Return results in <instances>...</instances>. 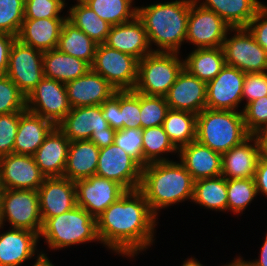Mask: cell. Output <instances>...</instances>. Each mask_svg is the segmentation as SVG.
<instances>
[{
  "label": "cell",
  "instance_id": "obj_1",
  "mask_svg": "<svg viewBox=\"0 0 267 266\" xmlns=\"http://www.w3.org/2000/svg\"><path fill=\"white\" fill-rule=\"evenodd\" d=\"M156 215L139 190L127 191L96 218L101 243L133 257L153 242Z\"/></svg>",
  "mask_w": 267,
  "mask_h": 266
},
{
  "label": "cell",
  "instance_id": "obj_2",
  "mask_svg": "<svg viewBox=\"0 0 267 266\" xmlns=\"http://www.w3.org/2000/svg\"><path fill=\"white\" fill-rule=\"evenodd\" d=\"M194 180L184 165L173 161L147 164L142 168L139 191L151 211L157 215L161 208L193 199Z\"/></svg>",
  "mask_w": 267,
  "mask_h": 266
},
{
  "label": "cell",
  "instance_id": "obj_3",
  "mask_svg": "<svg viewBox=\"0 0 267 266\" xmlns=\"http://www.w3.org/2000/svg\"><path fill=\"white\" fill-rule=\"evenodd\" d=\"M191 0L151 4L137 7V17L143 22L153 52L179 53L186 40Z\"/></svg>",
  "mask_w": 267,
  "mask_h": 266
},
{
  "label": "cell",
  "instance_id": "obj_4",
  "mask_svg": "<svg viewBox=\"0 0 267 266\" xmlns=\"http://www.w3.org/2000/svg\"><path fill=\"white\" fill-rule=\"evenodd\" d=\"M250 135L242 111L205 108L197 115L196 141L221 155Z\"/></svg>",
  "mask_w": 267,
  "mask_h": 266
},
{
  "label": "cell",
  "instance_id": "obj_5",
  "mask_svg": "<svg viewBox=\"0 0 267 266\" xmlns=\"http://www.w3.org/2000/svg\"><path fill=\"white\" fill-rule=\"evenodd\" d=\"M46 239L51 249H61L83 242L100 241L97 234L96 218L82 207L58 216L47 218L39 237Z\"/></svg>",
  "mask_w": 267,
  "mask_h": 266
},
{
  "label": "cell",
  "instance_id": "obj_6",
  "mask_svg": "<svg viewBox=\"0 0 267 266\" xmlns=\"http://www.w3.org/2000/svg\"><path fill=\"white\" fill-rule=\"evenodd\" d=\"M178 53L152 52L138 62L134 90L144 95L165 97L184 68Z\"/></svg>",
  "mask_w": 267,
  "mask_h": 266
},
{
  "label": "cell",
  "instance_id": "obj_7",
  "mask_svg": "<svg viewBox=\"0 0 267 266\" xmlns=\"http://www.w3.org/2000/svg\"><path fill=\"white\" fill-rule=\"evenodd\" d=\"M138 62L130 54L98 44L91 69L116 90H134L138 79Z\"/></svg>",
  "mask_w": 267,
  "mask_h": 266
},
{
  "label": "cell",
  "instance_id": "obj_8",
  "mask_svg": "<svg viewBox=\"0 0 267 266\" xmlns=\"http://www.w3.org/2000/svg\"><path fill=\"white\" fill-rule=\"evenodd\" d=\"M8 220L12 228L26 229L37 233L42 229V217L37 190L6 189L0 228Z\"/></svg>",
  "mask_w": 267,
  "mask_h": 266
},
{
  "label": "cell",
  "instance_id": "obj_9",
  "mask_svg": "<svg viewBox=\"0 0 267 266\" xmlns=\"http://www.w3.org/2000/svg\"><path fill=\"white\" fill-rule=\"evenodd\" d=\"M234 37L223 42L226 65L236 67L244 73L267 71V52L256 42L247 27L231 28Z\"/></svg>",
  "mask_w": 267,
  "mask_h": 266
},
{
  "label": "cell",
  "instance_id": "obj_10",
  "mask_svg": "<svg viewBox=\"0 0 267 266\" xmlns=\"http://www.w3.org/2000/svg\"><path fill=\"white\" fill-rule=\"evenodd\" d=\"M6 75L27 97L44 78L43 52L15 39L10 49Z\"/></svg>",
  "mask_w": 267,
  "mask_h": 266
},
{
  "label": "cell",
  "instance_id": "obj_11",
  "mask_svg": "<svg viewBox=\"0 0 267 266\" xmlns=\"http://www.w3.org/2000/svg\"><path fill=\"white\" fill-rule=\"evenodd\" d=\"M26 110L57 126L71 110L65 84L44 77L26 97Z\"/></svg>",
  "mask_w": 267,
  "mask_h": 266
},
{
  "label": "cell",
  "instance_id": "obj_12",
  "mask_svg": "<svg viewBox=\"0 0 267 266\" xmlns=\"http://www.w3.org/2000/svg\"><path fill=\"white\" fill-rule=\"evenodd\" d=\"M199 0H191L186 41L199 48H219L223 46L231 27L214 11L199 5Z\"/></svg>",
  "mask_w": 267,
  "mask_h": 266
},
{
  "label": "cell",
  "instance_id": "obj_13",
  "mask_svg": "<svg viewBox=\"0 0 267 266\" xmlns=\"http://www.w3.org/2000/svg\"><path fill=\"white\" fill-rule=\"evenodd\" d=\"M96 176L118 182L127 191L138 190L142 167L115 143L99 150Z\"/></svg>",
  "mask_w": 267,
  "mask_h": 266
},
{
  "label": "cell",
  "instance_id": "obj_14",
  "mask_svg": "<svg viewBox=\"0 0 267 266\" xmlns=\"http://www.w3.org/2000/svg\"><path fill=\"white\" fill-rule=\"evenodd\" d=\"M75 187L77 206L85 209L94 218H98L127 192L118 182L96 175L75 181Z\"/></svg>",
  "mask_w": 267,
  "mask_h": 266
},
{
  "label": "cell",
  "instance_id": "obj_15",
  "mask_svg": "<svg viewBox=\"0 0 267 266\" xmlns=\"http://www.w3.org/2000/svg\"><path fill=\"white\" fill-rule=\"evenodd\" d=\"M245 73L225 65L217 76L207 83L206 108L235 111L242 101Z\"/></svg>",
  "mask_w": 267,
  "mask_h": 266
},
{
  "label": "cell",
  "instance_id": "obj_16",
  "mask_svg": "<svg viewBox=\"0 0 267 266\" xmlns=\"http://www.w3.org/2000/svg\"><path fill=\"white\" fill-rule=\"evenodd\" d=\"M45 178L33 156L12 153L0 157V182L5 189L38 190Z\"/></svg>",
  "mask_w": 267,
  "mask_h": 266
},
{
  "label": "cell",
  "instance_id": "obj_17",
  "mask_svg": "<svg viewBox=\"0 0 267 266\" xmlns=\"http://www.w3.org/2000/svg\"><path fill=\"white\" fill-rule=\"evenodd\" d=\"M37 191L42 222L77 206L75 182L67 178H45Z\"/></svg>",
  "mask_w": 267,
  "mask_h": 266
},
{
  "label": "cell",
  "instance_id": "obj_18",
  "mask_svg": "<svg viewBox=\"0 0 267 266\" xmlns=\"http://www.w3.org/2000/svg\"><path fill=\"white\" fill-rule=\"evenodd\" d=\"M207 83L182 69L165 96L169 109L198 115L206 108Z\"/></svg>",
  "mask_w": 267,
  "mask_h": 266
},
{
  "label": "cell",
  "instance_id": "obj_19",
  "mask_svg": "<svg viewBox=\"0 0 267 266\" xmlns=\"http://www.w3.org/2000/svg\"><path fill=\"white\" fill-rule=\"evenodd\" d=\"M254 142V145L248 142ZM262 142L259 135H250L242 143L222 154L221 175L226 179L254 178Z\"/></svg>",
  "mask_w": 267,
  "mask_h": 266
},
{
  "label": "cell",
  "instance_id": "obj_20",
  "mask_svg": "<svg viewBox=\"0 0 267 266\" xmlns=\"http://www.w3.org/2000/svg\"><path fill=\"white\" fill-rule=\"evenodd\" d=\"M65 87L71 108L101 105L116 91L104 77L92 69L66 83Z\"/></svg>",
  "mask_w": 267,
  "mask_h": 266
},
{
  "label": "cell",
  "instance_id": "obj_21",
  "mask_svg": "<svg viewBox=\"0 0 267 266\" xmlns=\"http://www.w3.org/2000/svg\"><path fill=\"white\" fill-rule=\"evenodd\" d=\"M70 142L89 140L92 133L106 132L108 122L102 117L101 105L74 107L57 125Z\"/></svg>",
  "mask_w": 267,
  "mask_h": 266
},
{
  "label": "cell",
  "instance_id": "obj_22",
  "mask_svg": "<svg viewBox=\"0 0 267 266\" xmlns=\"http://www.w3.org/2000/svg\"><path fill=\"white\" fill-rule=\"evenodd\" d=\"M104 44L138 60L153 52L149 49L144 24L137 16L129 22L111 26Z\"/></svg>",
  "mask_w": 267,
  "mask_h": 266
},
{
  "label": "cell",
  "instance_id": "obj_23",
  "mask_svg": "<svg viewBox=\"0 0 267 266\" xmlns=\"http://www.w3.org/2000/svg\"><path fill=\"white\" fill-rule=\"evenodd\" d=\"M70 141L55 126L34 153L35 163L46 178L63 177Z\"/></svg>",
  "mask_w": 267,
  "mask_h": 266
},
{
  "label": "cell",
  "instance_id": "obj_24",
  "mask_svg": "<svg viewBox=\"0 0 267 266\" xmlns=\"http://www.w3.org/2000/svg\"><path fill=\"white\" fill-rule=\"evenodd\" d=\"M66 19H24L16 39L41 52L56 49Z\"/></svg>",
  "mask_w": 267,
  "mask_h": 266
},
{
  "label": "cell",
  "instance_id": "obj_25",
  "mask_svg": "<svg viewBox=\"0 0 267 266\" xmlns=\"http://www.w3.org/2000/svg\"><path fill=\"white\" fill-rule=\"evenodd\" d=\"M178 154L181 157L180 162L194 181L221 176L222 155L209 147L193 141L181 147Z\"/></svg>",
  "mask_w": 267,
  "mask_h": 266
},
{
  "label": "cell",
  "instance_id": "obj_26",
  "mask_svg": "<svg viewBox=\"0 0 267 266\" xmlns=\"http://www.w3.org/2000/svg\"><path fill=\"white\" fill-rule=\"evenodd\" d=\"M39 238L33 231L17 228L0 234V266H19L33 257Z\"/></svg>",
  "mask_w": 267,
  "mask_h": 266
},
{
  "label": "cell",
  "instance_id": "obj_27",
  "mask_svg": "<svg viewBox=\"0 0 267 266\" xmlns=\"http://www.w3.org/2000/svg\"><path fill=\"white\" fill-rule=\"evenodd\" d=\"M54 127L51 121L26 110L19 118L13 153L33 156Z\"/></svg>",
  "mask_w": 267,
  "mask_h": 266
},
{
  "label": "cell",
  "instance_id": "obj_28",
  "mask_svg": "<svg viewBox=\"0 0 267 266\" xmlns=\"http://www.w3.org/2000/svg\"><path fill=\"white\" fill-rule=\"evenodd\" d=\"M99 150L90 140L70 142L63 177L75 182L94 176L98 166Z\"/></svg>",
  "mask_w": 267,
  "mask_h": 266
},
{
  "label": "cell",
  "instance_id": "obj_29",
  "mask_svg": "<svg viewBox=\"0 0 267 266\" xmlns=\"http://www.w3.org/2000/svg\"><path fill=\"white\" fill-rule=\"evenodd\" d=\"M90 69L89 63L60 52L57 48L43 52V71L46 78L66 84L86 74Z\"/></svg>",
  "mask_w": 267,
  "mask_h": 266
},
{
  "label": "cell",
  "instance_id": "obj_30",
  "mask_svg": "<svg viewBox=\"0 0 267 266\" xmlns=\"http://www.w3.org/2000/svg\"><path fill=\"white\" fill-rule=\"evenodd\" d=\"M201 6L214 11L231 28L247 27L263 6L258 0H205Z\"/></svg>",
  "mask_w": 267,
  "mask_h": 266
},
{
  "label": "cell",
  "instance_id": "obj_31",
  "mask_svg": "<svg viewBox=\"0 0 267 266\" xmlns=\"http://www.w3.org/2000/svg\"><path fill=\"white\" fill-rule=\"evenodd\" d=\"M183 62L184 69L205 83L214 79L226 65L222 47L195 49Z\"/></svg>",
  "mask_w": 267,
  "mask_h": 266
},
{
  "label": "cell",
  "instance_id": "obj_32",
  "mask_svg": "<svg viewBox=\"0 0 267 266\" xmlns=\"http://www.w3.org/2000/svg\"><path fill=\"white\" fill-rule=\"evenodd\" d=\"M97 45L85 32L75 27L67 19L63 23L57 45L60 52L77 57L92 65Z\"/></svg>",
  "mask_w": 267,
  "mask_h": 266
},
{
  "label": "cell",
  "instance_id": "obj_33",
  "mask_svg": "<svg viewBox=\"0 0 267 266\" xmlns=\"http://www.w3.org/2000/svg\"><path fill=\"white\" fill-rule=\"evenodd\" d=\"M162 127L179 150L190 142L196 141L197 115L188 111L169 109Z\"/></svg>",
  "mask_w": 267,
  "mask_h": 266
},
{
  "label": "cell",
  "instance_id": "obj_34",
  "mask_svg": "<svg viewBox=\"0 0 267 266\" xmlns=\"http://www.w3.org/2000/svg\"><path fill=\"white\" fill-rule=\"evenodd\" d=\"M77 2L78 4L70 8L67 20L85 32L95 43L104 44L112 25L102 20L82 0Z\"/></svg>",
  "mask_w": 267,
  "mask_h": 266
},
{
  "label": "cell",
  "instance_id": "obj_35",
  "mask_svg": "<svg viewBox=\"0 0 267 266\" xmlns=\"http://www.w3.org/2000/svg\"><path fill=\"white\" fill-rule=\"evenodd\" d=\"M192 201L208 209L228 210L227 179L221 175L194 181Z\"/></svg>",
  "mask_w": 267,
  "mask_h": 266
},
{
  "label": "cell",
  "instance_id": "obj_36",
  "mask_svg": "<svg viewBox=\"0 0 267 266\" xmlns=\"http://www.w3.org/2000/svg\"><path fill=\"white\" fill-rule=\"evenodd\" d=\"M102 20L110 25L129 22L137 16V7L132 9L133 0H82ZM131 8V9H130Z\"/></svg>",
  "mask_w": 267,
  "mask_h": 266
},
{
  "label": "cell",
  "instance_id": "obj_37",
  "mask_svg": "<svg viewBox=\"0 0 267 266\" xmlns=\"http://www.w3.org/2000/svg\"><path fill=\"white\" fill-rule=\"evenodd\" d=\"M144 167L149 163L170 161L160 155L162 153L178 152L164 131L162 125L143 129Z\"/></svg>",
  "mask_w": 267,
  "mask_h": 266
},
{
  "label": "cell",
  "instance_id": "obj_38",
  "mask_svg": "<svg viewBox=\"0 0 267 266\" xmlns=\"http://www.w3.org/2000/svg\"><path fill=\"white\" fill-rule=\"evenodd\" d=\"M228 210L242 212L258 195L254 178L227 179Z\"/></svg>",
  "mask_w": 267,
  "mask_h": 266
},
{
  "label": "cell",
  "instance_id": "obj_39",
  "mask_svg": "<svg viewBox=\"0 0 267 266\" xmlns=\"http://www.w3.org/2000/svg\"><path fill=\"white\" fill-rule=\"evenodd\" d=\"M169 106L163 96H149L140 93L141 129L161 126Z\"/></svg>",
  "mask_w": 267,
  "mask_h": 266
},
{
  "label": "cell",
  "instance_id": "obj_40",
  "mask_svg": "<svg viewBox=\"0 0 267 266\" xmlns=\"http://www.w3.org/2000/svg\"><path fill=\"white\" fill-rule=\"evenodd\" d=\"M140 120V93L119 90V130L141 128Z\"/></svg>",
  "mask_w": 267,
  "mask_h": 266
},
{
  "label": "cell",
  "instance_id": "obj_41",
  "mask_svg": "<svg viewBox=\"0 0 267 266\" xmlns=\"http://www.w3.org/2000/svg\"><path fill=\"white\" fill-rule=\"evenodd\" d=\"M24 11L25 0H0V32L17 37Z\"/></svg>",
  "mask_w": 267,
  "mask_h": 266
},
{
  "label": "cell",
  "instance_id": "obj_42",
  "mask_svg": "<svg viewBox=\"0 0 267 266\" xmlns=\"http://www.w3.org/2000/svg\"><path fill=\"white\" fill-rule=\"evenodd\" d=\"M26 96L6 75H0V114L25 112Z\"/></svg>",
  "mask_w": 267,
  "mask_h": 266
},
{
  "label": "cell",
  "instance_id": "obj_43",
  "mask_svg": "<svg viewBox=\"0 0 267 266\" xmlns=\"http://www.w3.org/2000/svg\"><path fill=\"white\" fill-rule=\"evenodd\" d=\"M143 129L128 128L116 130L114 143L129 154L142 168H144Z\"/></svg>",
  "mask_w": 267,
  "mask_h": 266
},
{
  "label": "cell",
  "instance_id": "obj_44",
  "mask_svg": "<svg viewBox=\"0 0 267 266\" xmlns=\"http://www.w3.org/2000/svg\"><path fill=\"white\" fill-rule=\"evenodd\" d=\"M247 131L260 135L267 130V96L254 100L242 110Z\"/></svg>",
  "mask_w": 267,
  "mask_h": 266
},
{
  "label": "cell",
  "instance_id": "obj_45",
  "mask_svg": "<svg viewBox=\"0 0 267 266\" xmlns=\"http://www.w3.org/2000/svg\"><path fill=\"white\" fill-rule=\"evenodd\" d=\"M23 113L0 114V157L13 153L19 118Z\"/></svg>",
  "mask_w": 267,
  "mask_h": 266
},
{
  "label": "cell",
  "instance_id": "obj_46",
  "mask_svg": "<svg viewBox=\"0 0 267 266\" xmlns=\"http://www.w3.org/2000/svg\"><path fill=\"white\" fill-rule=\"evenodd\" d=\"M65 4L61 0H26L24 19L67 18L59 15Z\"/></svg>",
  "mask_w": 267,
  "mask_h": 266
},
{
  "label": "cell",
  "instance_id": "obj_47",
  "mask_svg": "<svg viewBox=\"0 0 267 266\" xmlns=\"http://www.w3.org/2000/svg\"><path fill=\"white\" fill-rule=\"evenodd\" d=\"M267 96V72L245 73L242 100L247 104Z\"/></svg>",
  "mask_w": 267,
  "mask_h": 266
},
{
  "label": "cell",
  "instance_id": "obj_48",
  "mask_svg": "<svg viewBox=\"0 0 267 266\" xmlns=\"http://www.w3.org/2000/svg\"><path fill=\"white\" fill-rule=\"evenodd\" d=\"M247 29L256 42L267 52V7L263 5L248 24Z\"/></svg>",
  "mask_w": 267,
  "mask_h": 266
},
{
  "label": "cell",
  "instance_id": "obj_49",
  "mask_svg": "<svg viewBox=\"0 0 267 266\" xmlns=\"http://www.w3.org/2000/svg\"><path fill=\"white\" fill-rule=\"evenodd\" d=\"M102 117L112 129L119 130V90L101 104Z\"/></svg>",
  "mask_w": 267,
  "mask_h": 266
},
{
  "label": "cell",
  "instance_id": "obj_50",
  "mask_svg": "<svg viewBox=\"0 0 267 266\" xmlns=\"http://www.w3.org/2000/svg\"><path fill=\"white\" fill-rule=\"evenodd\" d=\"M16 37L0 32V75H4L8 69L9 53Z\"/></svg>",
  "mask_w": 267,
  "mask_h": 266
},
{
  "label": "cell",
  "instance_id": "obj_51",
  "mask_svg": "<svg viewBox=\"0 0 267 266\" xmlns=\"http://www.w3.org/2000/svg\"><path fill=\"white\" fill-rule=\"evenodd\" d=\"M254 181L257 188V193L261 192L267 196V157L263 154L259 157Z\"/></svg>",
  "mask_w": 267,
  "mask_h": 266
},
{
  "label": "cell",
  "instance_id": "obj_52",
  "mask_svg": "<svg viewBox=\"0 0 267 266\" xmlns=\"http://www.w3.org/2000/svg\"><path fill=\"white\" fill-rule=\"evenodd\" d=\"M116 130L110 126L106 129V132L92 133L90 141L93 142L99 149L107 147L114 143V136Z\"/></svg>",
  "mask_w": 267,
  "mask_h": 266
},
{
  "label": "cell",
  "instance_id": "obj_53",
  "mask_svg": "<svg viewBox=\"0 0 267 266\" xmlns=\"http://www.w3.org/2000/svg\"><path fill=\"white\" fill-rule=\"evenodd\" d=\"M249 266H267V235L262 245L260 258L255 261H247Z\"/></svg>",
  "mask_w": 267,
  "mask_h": 266
},
{
  "label": "cell",
  "instance_id": "obj_54",
  "mask_svg": "<svg viewBox=\"0 0 267 266\" xmlns=\"http://www.w3.org/2000/svg\"><path fill=\"white\" fill-rule=\"evenodd\" d=\"M37 260L33 266H54L46 256V254L42 253L37 256Z\"/></svg>",
  "mask_w": 267,
  "mask_h": 266
},
{
  "label": "cell",
  "instance_id": "obj_55",
  "mask_svg": "<svg viewBox=\"0 0 267 266\" xmlns=\"http://www.w3.org/2000/svg\"><path fill=\"white\" fill-rule=\"evenodd\" d=\"M262 142V154L267 157V130L259 135Z\"/></svg>",
  "mask_w": 267,
  "mask_h": 266
},
{
  "label": "cell",
  "instance_id": "obj_56",
  "mask_svg": "<svg viewBox=\"0 0 267 266\" xmlns=\"http://www.w3.org/2000/svg\"><path fill=\"white\" fill-rule=\"evenodd\" d=\"M225 266H249L247 261L242 260L240 257Z\"/></svg>",
  "mask_w": 267,
  "mask_h": 266
},
{
  "label": "cell",
  "instance_id": "obj_57",
  "mask_svg": "<svg viewBox=\"0 0 267 266\" xmlns=\"http://www.w3.org/2000/svg\"><path fill=\"white\" fill-rule=\"evenodd\" d=\"M5 191H6V189L4 188L2 183L0 182V217H1L2 209H3V198H4Z\"/></svg>",
  "mask_w": 267,
  "mask_h": 266
},
{
  "label": "cell",
  "instance_id": "obj_58",
  "mask_svg": "<svg viewBox=\"0 0 267 266\" xmlns=\"http://www.w3.org/2000/svg\"><path fill=\"white\" fill-rule=\"evenodd\" d=\"M182 266H203V264H200L195 258H191L187 259Z\"/></svg>",
  "mask_w": 267,
  "mask_h": 266
}]
</instances>
